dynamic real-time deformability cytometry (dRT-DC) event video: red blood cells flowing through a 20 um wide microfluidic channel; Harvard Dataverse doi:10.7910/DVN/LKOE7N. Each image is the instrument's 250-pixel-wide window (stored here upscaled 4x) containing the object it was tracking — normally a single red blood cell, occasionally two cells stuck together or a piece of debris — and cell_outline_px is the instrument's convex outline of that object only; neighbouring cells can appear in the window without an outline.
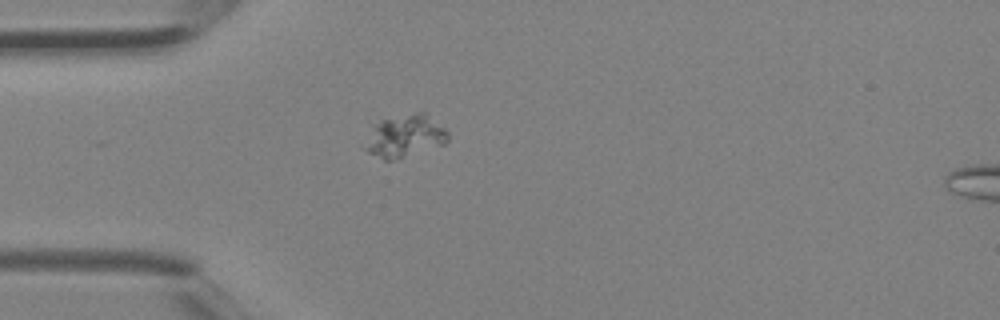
{"species": "Egyptian fruit bat (a non-hibernating species)", "species_latin": "Rousettus aegyptiacus", "temperature_condition": "room temperature", "stored_images_in_passage": 2, "camera_frame_rate_fps": 3000, "um_per_image_px": 0.085, "animal": {"sex": "female"}, "frame": {"image": 1, "passage_image": 1, "time_ms": 0.0, "image_size_px": [1000, 320], "cell_outline_px": [[448, 140], [444, 144], [392, 160], [384, 160], [368, 152], [364, 148], [372, 124], [380, 120], [416, 112], [428, 112], [448, 132]], "centroid_in_image_um": [34.42, 11.54], "position_along_channel_um": 50.6, "area_um2": 20.4}}